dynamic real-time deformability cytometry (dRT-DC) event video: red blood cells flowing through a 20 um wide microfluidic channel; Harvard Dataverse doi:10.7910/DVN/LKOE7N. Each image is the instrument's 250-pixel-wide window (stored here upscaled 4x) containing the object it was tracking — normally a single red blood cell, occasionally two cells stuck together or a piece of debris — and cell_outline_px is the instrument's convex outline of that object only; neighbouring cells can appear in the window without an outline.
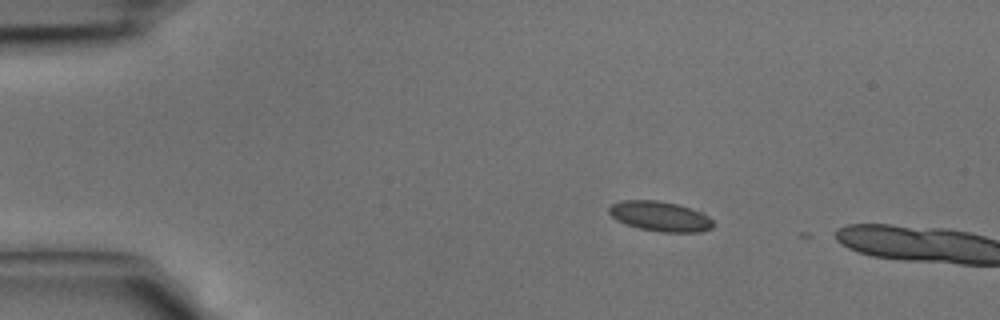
{"species": "common noctule bat (a hibernating species)", "species_latin": "Nyctalus noctula", "temperature_condition": "cold", "stored_images_in_passage": 4, "camera_frame_rate_fps": 3000, "um_per_image_px": 0.085, "animal": {"sex": "male", "body_mass_g": 15.6}, "frame": {"image": 1, "passage_image": 2, "time_ms": 0.333, "image_size_px": [1000, 320], "cell_outline_px": [[712, 228], [700, 232], [660, 232], [640, 228], [624, 224], [616, 220], [608, 212], [608, 208], [612, 204], [620, 200], [656, 200], [680, 204], [704, 212], [712, 220]], "centroid_in_image_um": [56.11, 18.37], "position_along_channel_um": 28.9, "area_um2": 18.44}}